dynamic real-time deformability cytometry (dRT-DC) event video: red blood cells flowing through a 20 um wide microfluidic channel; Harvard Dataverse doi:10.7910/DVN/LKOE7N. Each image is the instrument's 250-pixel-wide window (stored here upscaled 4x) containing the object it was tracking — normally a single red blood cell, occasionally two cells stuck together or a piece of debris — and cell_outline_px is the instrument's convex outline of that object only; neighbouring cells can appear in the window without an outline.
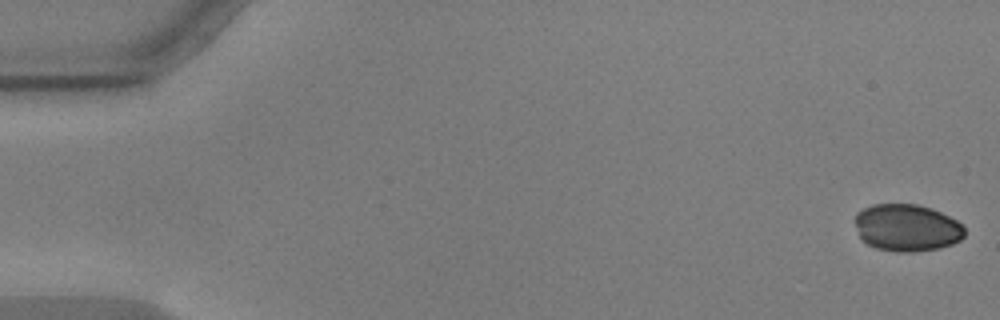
{"species": "common noctule bat (a hibernating species)", "species_latin": "Nyctalus noctula", "temperature_condition": "warm", "stored_images_in_passage": 56, "camera_frame_rate_fps": 3000, "um_per_image_px": 0.085, "animal": {"sex": "male", "body_mass_g": 17.9, "forearm_length_mm": 54.2}, "frame": {"image": 1, "passage_image": 1, "time_ms": 0.0, "image_size_px": [1000, 320], "cell_outline_px": [[964, 236], [960, 240], [952, 244], [936, 248], [912, 252], [896, 252], [876, 248], [868, 244], [860, 236], [852, 220], [856, 212], [872, 204], [916, 204], [932, 208], [956, 220], [964, 228]], "centroid_in_image_um": [77.04, 19.34], "position_along_channel_um": 8.0, "area_um2": 30.17}}
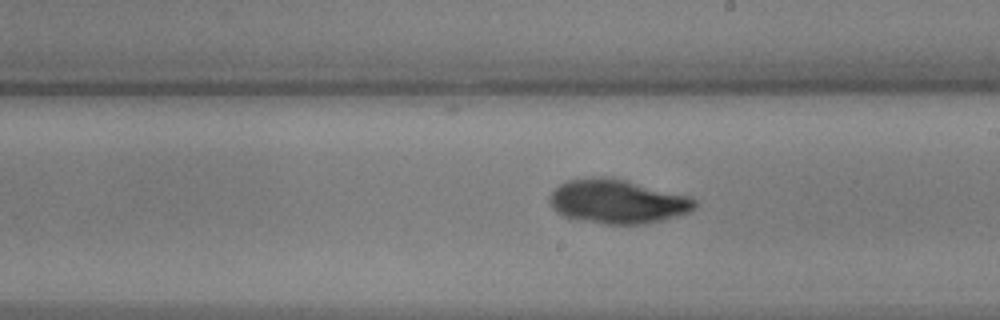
{"frame": {"image": 2, "passage_image": 32, "time_ms": 10.333, "image_size_px": [1000, 320], "cell_outline_px": [[696, 208], [692, 212], [664, 220], [640, 224], [604, 224], [564, 216], [556, 212], [552, 208], [548, 200], [552, 192], [560, 184], [568, 180], [592, 176], [612, 176], [688, 196], [696, 200]], "centroid_in_image_um": [52.49, 17.11], "position_along_channel_um": 236.5, "area_um2": 37.51}}
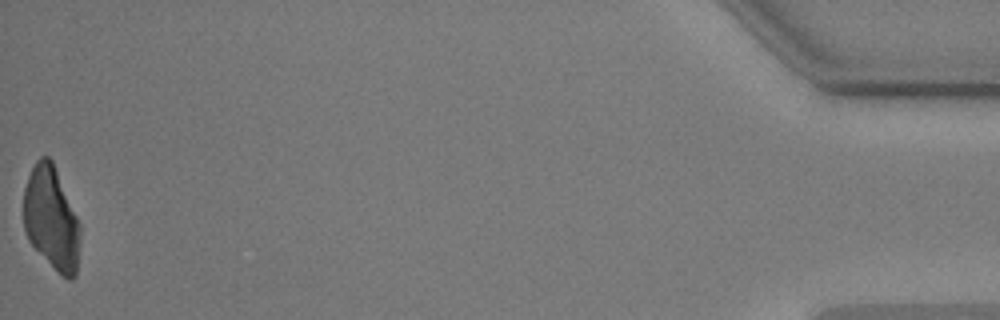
{"frame": {"image": 3, "passage_image": 56, "time_ms": 18.333, "image_size_px": [1000, 320], "cell_outline_px": [[80, 236], [76, 276], [72, 280], [68, 280], [56, 272], [28, 240], [24, 228], [24, 188], [28, 176], [36, 160], [40, 156], [48, 156], [52, 160], [80, 224]], "centroid_in_image_um": [4.37, 18.59], "position_along_channel_um": 430.8, "area_um2": 34.04}}